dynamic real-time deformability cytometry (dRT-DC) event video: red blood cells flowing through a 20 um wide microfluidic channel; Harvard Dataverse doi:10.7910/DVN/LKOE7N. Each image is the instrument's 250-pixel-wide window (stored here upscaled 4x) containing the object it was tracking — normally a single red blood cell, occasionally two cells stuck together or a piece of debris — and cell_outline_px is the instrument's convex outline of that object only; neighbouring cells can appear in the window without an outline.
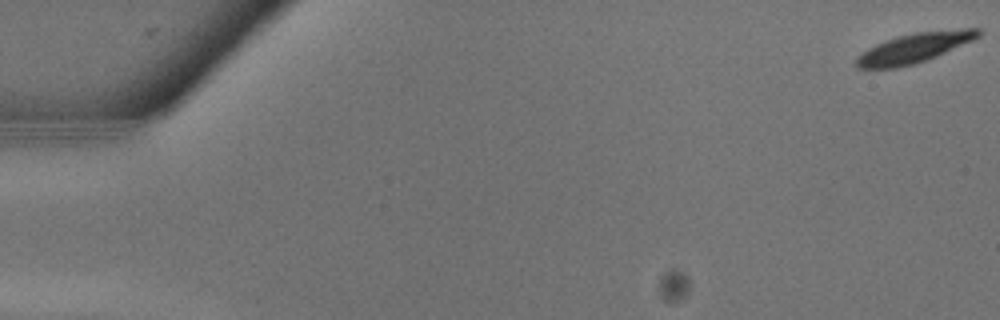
{"species": "common noctule bat (a hibernating species)", "species_latin": "Nyctalus noctula", "temperature_condition": "warm", "stored_images_in_passage": 20, "camera_frame_rate_fps": 3000, "um_per_image_px": 0.085, "animal": {"sex": "male", "body_mass_g": 13.3}, "frame": {"image": 1, "passage_image": 1, "time_ms": 0.0, "image_size_px": [1000, 320], "cell_outline_px": [[984, 32], [980, 36], [972, 40], [928, 60], [896, 68], [856, 68], [856, 56], [868, 48], [876, 44], [896, 36], [916, 32], [964, 28], [980, 28]], "centroid_in_image_um": [77.73, 4.06], "position_along_channel_um": 7.3, "area_um2": 21.15}}
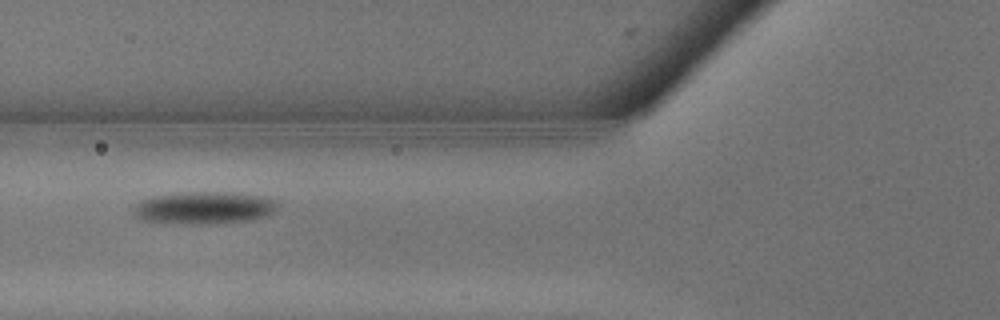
{"frame": {"image": 2, "passage_image": 12, "time_ms": 3.667, "image_size_px": [1000, 320], "cell_outline_px": [[276, 212], [268, 216], [252, 220], [216, 224], [172, 224], [140, 220], [132, 212], [132, 204], [140, 200], [152, 196], [180, 192], [236, 192], [268, 196], [276, 200]], "centroid_in_image_um": [17.33, 17.67], "position_along_channel_um": 108.5, "area_um2": 28.26}}
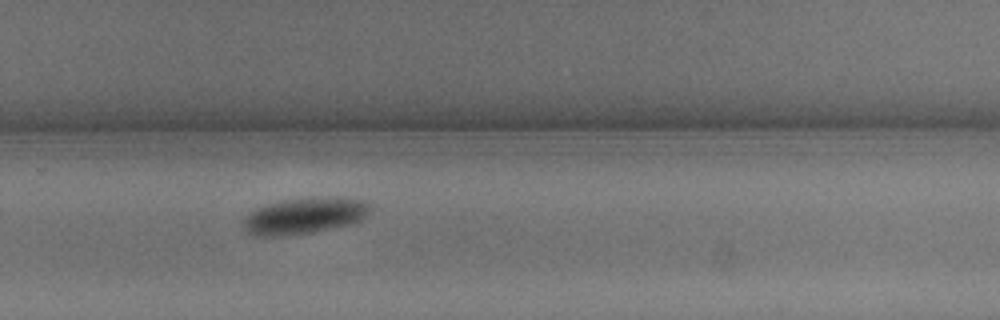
{"frame": {"image": 3, "passage_image": 20, "time_ms": 6.333, "image_size_px": [1000, 320], "cell_outline_px": [[372, 208], [360, 220], [348, 224], [312, 232], [284, 236], [252, 236], [244, 228], [244, 220], [256, 208], [264, 204], [280, 200], [308, 196], [368, 200], [372, 204]], "centroid_in_image_um": [25.88, 18.32], "position_along_channel_um": 303.9, "area_um2": 26.88}}